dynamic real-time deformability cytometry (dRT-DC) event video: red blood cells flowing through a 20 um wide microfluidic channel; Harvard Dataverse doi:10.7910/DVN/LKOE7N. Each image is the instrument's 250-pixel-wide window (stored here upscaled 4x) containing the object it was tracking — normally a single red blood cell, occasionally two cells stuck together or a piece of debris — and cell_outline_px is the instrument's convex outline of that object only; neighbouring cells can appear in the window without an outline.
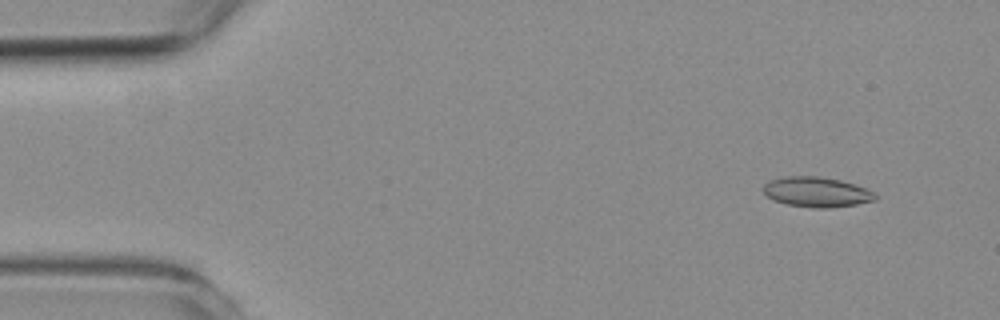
{"species": "common noctule bat (a hibernating species)", "species_latin": "Nyctalus noctula", "temperature_condition": "room temperature", "stored_images_in_passage": 9, "camera_frame_rate_fps": 3000, "um_per_image_px": 0.085, "animal": {"sex": "female", "body_mass_g": 19.3, "forearm_length_mm": 54.1}, "frame": {"image": 1, "passage_image": 5, "time_ms": 1.333, "image_size_px": [1000, 320], "cell_outline_px": [[876, 200], [856, 204], [828, 208], [812, 208], [788, 204], [772, 200], [764, 192], [764, 184], [768, 180], [788, 176], [820, 176], [840, 180], [876, 192]], "centroid_in_image_um": [69.4, 16.32], "position_along_channel_um": 15.6, "area_um2": 19.54}}